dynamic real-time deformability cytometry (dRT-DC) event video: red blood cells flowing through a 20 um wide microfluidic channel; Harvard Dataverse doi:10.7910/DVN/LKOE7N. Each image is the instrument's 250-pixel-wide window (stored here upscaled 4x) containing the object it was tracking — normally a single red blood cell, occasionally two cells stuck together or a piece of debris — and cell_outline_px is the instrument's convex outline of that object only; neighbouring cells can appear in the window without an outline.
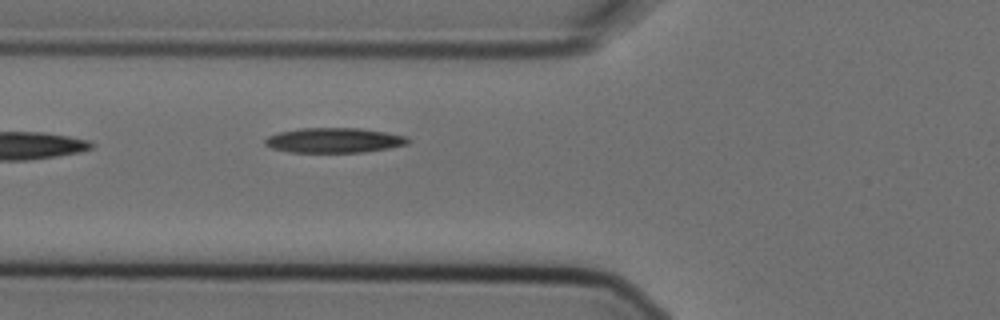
{"species": "Egyptian fruit bat (a non-hibernating species)", "species_latin": "Rousettus aegyptiacus", "temperature_condition": "cold", "stored_images_in_passage": 4, "camera_frame_rate_fps": 3000, "um_per_image_px": 0.085, "animal": {"sex": "female"}, "frame": {"image": 1, "passage_image": 4, "time_ms": 1.0, "image_size_px": [1000, 320], "cell_outline_px": [[412, 140], [408, 144], [388, 148], [364, 152], [288, 152], [272, 148], [264, 144], [264, 140], [268, 136], [280, 132], [300, 128], [360, 128], [408, 136]], "centroid_in_image_um": [28.42, 11.92], "position_along_channel_um": 97.4, "area_um2": 20.81}}